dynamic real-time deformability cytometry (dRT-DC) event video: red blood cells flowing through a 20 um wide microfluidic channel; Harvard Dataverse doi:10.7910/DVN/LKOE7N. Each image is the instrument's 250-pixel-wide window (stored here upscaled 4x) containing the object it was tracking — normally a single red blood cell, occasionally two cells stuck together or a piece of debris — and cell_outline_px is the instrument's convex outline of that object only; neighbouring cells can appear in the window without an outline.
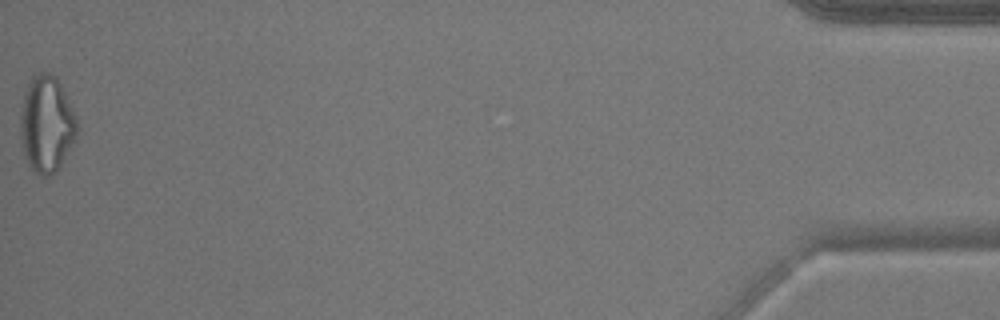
{"species": "common noctule bat (a hibernating species)", "species_latin": "Nyctalus noctula", "temperature_condition": "warm", "stored_images_in_passage": 51, "camera_frame_rate_fps": 3000, "um_per_image_px": 0.085, "animal": {"sex": "male", "body_mass_g": 17.9}, "frame": {"image": 1, "passage_image": 51, "time_ms": 16.667, "image_size_px": [1000, 320], "cell_outline_px": [[80, 128], [76, 140], [56, 172], [48, 176], [40, 176], [32, 168], [24, 152], [20, 136], [20, 116], [24, 96], [28, 84], [32, 76], [40, 72], [48, 72], [56, 76], [76, 116]], "centroid_in_image_um": [3.99, 10.55], "position_along_channel_um": 431.2, "area_um2": 31.91}}